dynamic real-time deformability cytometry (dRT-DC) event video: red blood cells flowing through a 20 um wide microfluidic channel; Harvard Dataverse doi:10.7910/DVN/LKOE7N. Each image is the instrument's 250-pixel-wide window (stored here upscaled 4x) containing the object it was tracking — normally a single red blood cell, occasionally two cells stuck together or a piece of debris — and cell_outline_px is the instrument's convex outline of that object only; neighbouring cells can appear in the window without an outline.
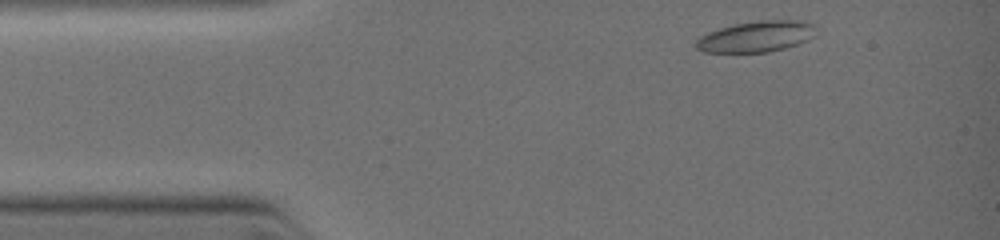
{"species": "common noctule bat (a hibernating species)", "species_latin": "Nyctalus noctula", "temperature_condition": "warm", "stored_images_in_passage": 26, "camera_frame_rate_fps": 3000, "um_per_image_px": 0.085, "animal": {"sex": "female", "body_mass_g": 19.0, "forearm_length_mm": 51.5}, "frame": {"image": 1, "passage_image": 2, "time_ms": 0.333, "image_size_px": [1000, 240], "cell_outline_px": [[812, 24], [804, 40], [796, 44], [784, 48], [768, 52], [704, 52], [696, 48], [696, 40], [708, 32], [720, 28], [736, 24], [760, 20], [792, 20]], "centroid_in_image_um": [64.12, 3.12], "position_along_channel_um": 20.9, "area_um2": 20.63}}
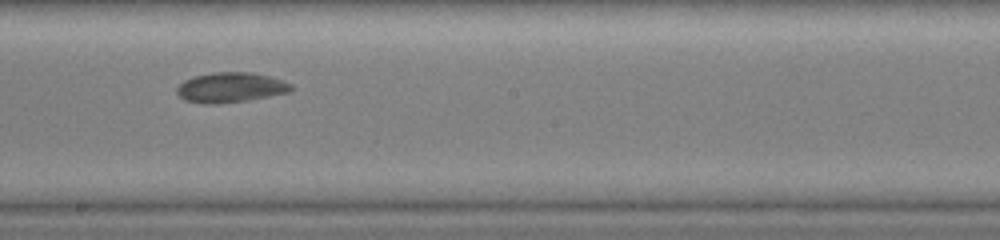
{"frame": {"image": 2, "passage_image": 12, "time_ms": 5.333, "image_size_px": [1000, 240], "cell_outline_px": [[292, 88], [288, 92], [268, 96], [244, 100], [216, 104], [204, 104], [184, 100], [176, 92], [176, 88], [184, 80], [196, 76], [212, 72], [252, 72], [268, 76], [292, 84]], "centroid_in_image_um": [19.55, 7.43], "position_along_channel_um": 228.6, "area_um2": 19.71}}
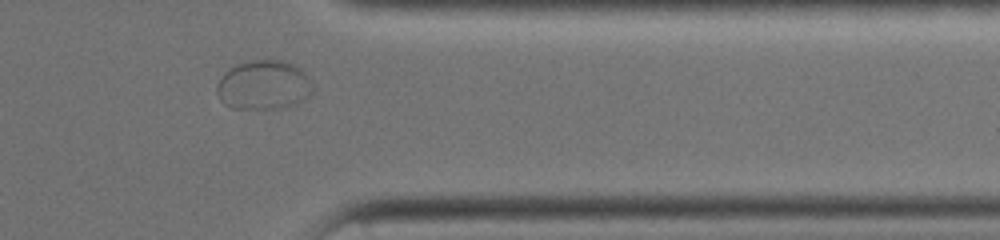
{"frame": {"image": 3, "passage_image": 22, "time_ms": 8.333, "image_size_px": [1000, 240], "cell_outline_px": [[312, 92], [304, 100], [296, 104], [280, 108], [232, 108], [224, 104], [220, 100], [216, 92], [216, 84], [220, 76], [224, 72], [236, 64], [248, 60], [264, 56], [284, 60], [300, 68], [312, 80]], "centroid_in_image_um": [22.39, 7.18], "position_along_channel_um": 389.0, "area_um2": 28.38}}